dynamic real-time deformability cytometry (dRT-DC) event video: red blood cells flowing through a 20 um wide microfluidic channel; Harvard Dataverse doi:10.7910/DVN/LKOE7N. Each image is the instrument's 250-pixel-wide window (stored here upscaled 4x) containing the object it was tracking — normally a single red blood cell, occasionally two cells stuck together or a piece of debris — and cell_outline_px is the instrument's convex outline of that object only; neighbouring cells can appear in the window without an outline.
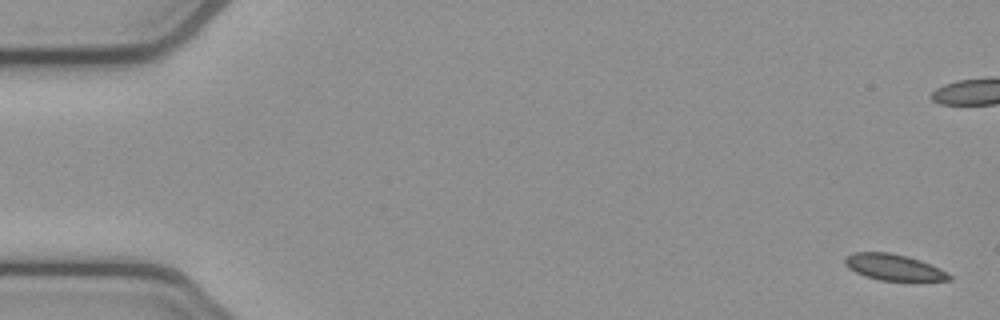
{"species": "common noctule bat (a hibernating species)", "species_latin": "Nyctalus noctula", "temperature_condition": "cold", "stored_images_in_passage": 5, "segment_of_instrument_passage": [2, 2], "camera_frame_rate_fps": 3000, "um_per_image_px": 0.085, "animal": {"sex": "female", "body_mass_g": 21.9}, "frame": {"image": 1, "passage_image": 5, "time_ms": 1.333, "image_size_px": [1000, 320], "cell_outline_px": [[952, 280], [880, 280], [864, 276], [848, 268], [844, 264], [844, 260], [852, 252], [888, 252], [908, 256], [920, 260], [940, 268], [952, 276]], "centroid_in_image_um": [75.95, 22.7], "position_along_channel_um": 9.1, "area_um2": 15.78}}